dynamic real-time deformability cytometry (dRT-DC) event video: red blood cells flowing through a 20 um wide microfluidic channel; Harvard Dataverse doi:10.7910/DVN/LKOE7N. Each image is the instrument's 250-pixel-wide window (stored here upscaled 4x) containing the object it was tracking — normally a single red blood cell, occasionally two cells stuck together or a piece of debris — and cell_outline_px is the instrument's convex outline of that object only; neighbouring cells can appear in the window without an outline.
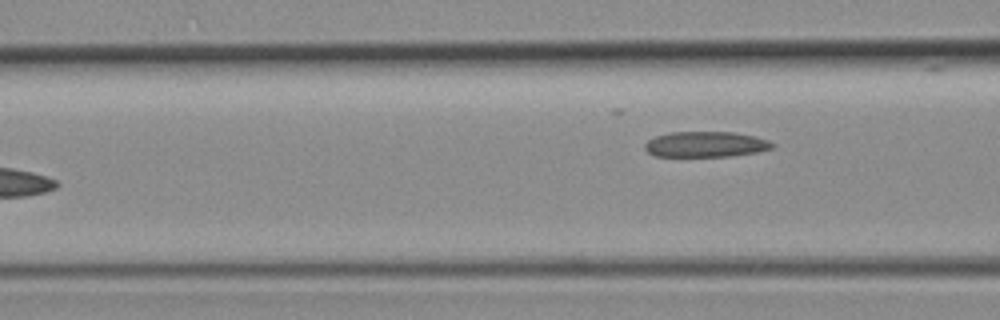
{"species": "common noctule bat (a hibernating species)", "species_latin": "Nyctalus noctula", "temperature_condition": "room temperature", "stored_images_in_passage": 6, "camera_frame_rate_fps": 3000, "um_per_image_px": 0.085, "animal": {"sex": "female", "body_mass_g": 19.3, "forearm_length_mm": 54.1}, "frame": {"image": 1, "passage_image": 5, "time_ms": 4.667, "image_size_px": [1000, 320], "cell_outline_px": [[776, 144], [772, 148], [756, 152], [732, 156], [656, 156], [648, 152], [644, 148], [644, 144], [648, 140], [656, 136], [668, 132], [732, 132], [756, 136], [768, 140]], "centroid_in_image_um": [59.99, 12.26], "position_along_channel_um": 106.6, "area_um2": 19.02}}
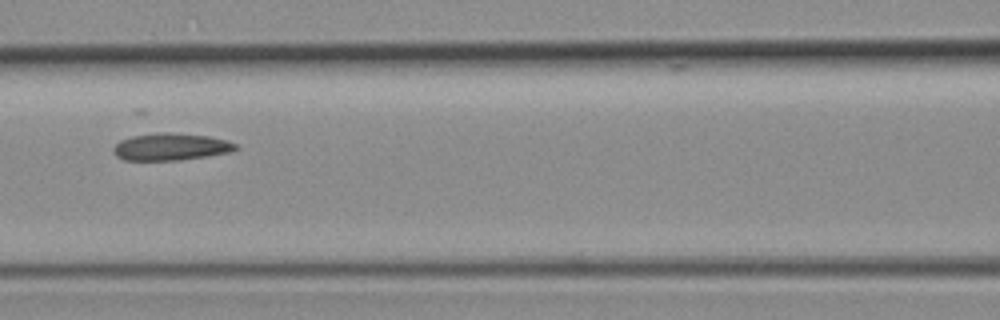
{"frame": {"image": 2, "passage_image": 6, "time_ms": 5.667, "image_size_px": [1000, 320], "cell_outline_px": [[240, 148], [232, 152], [208, 156], [180, 160], [124, 160], [116, 156], [112, 152], [112, 148], [120, 140], [132, 136], [156, 132], [164, 132], [208, 136], [228, 140], [236, 144]], "centroid_in_image_um": [14.53, 12.48], "position_along_channel_um": 152.1, "area_um2": 19.54}}